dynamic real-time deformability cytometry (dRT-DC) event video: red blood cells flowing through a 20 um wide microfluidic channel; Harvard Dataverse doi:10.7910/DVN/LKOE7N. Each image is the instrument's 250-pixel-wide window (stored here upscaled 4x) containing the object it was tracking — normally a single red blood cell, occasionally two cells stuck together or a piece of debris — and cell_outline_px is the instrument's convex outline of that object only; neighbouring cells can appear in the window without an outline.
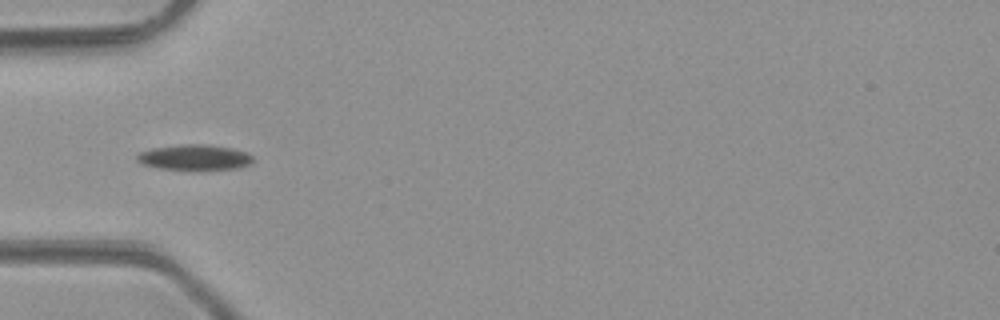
{"species": "common noctule bat (a hibernating species)", "species_latin": "Nyctalus noctula", "temperature_condition": "room temperature", "stored_images_in_passage": 5, "camera_frame_rate_fps": 3000, "um_per_image_px": 0.085, "animal": {"sex": "male", "body_mass_g": 23.1, "forearm_length_mm": 52.7}, "frame": {"image": 1, "passage_image": 4, "time_ms": 4.333, "image_size_px": [1000, 320], "cell_outline_px": [[252, 164], [240, 168], [196, 172], [160, 168], [144, 164], [136, 160], [136, 156], [140, 152], [152, 148], [184, 144], [208, 144], [232, 148], [248, 152], [252, 156]], "centroid_in_image_um": [16.59, 13.41], "position_along_channel_um": 68.4, "area_um2": 17.92}}
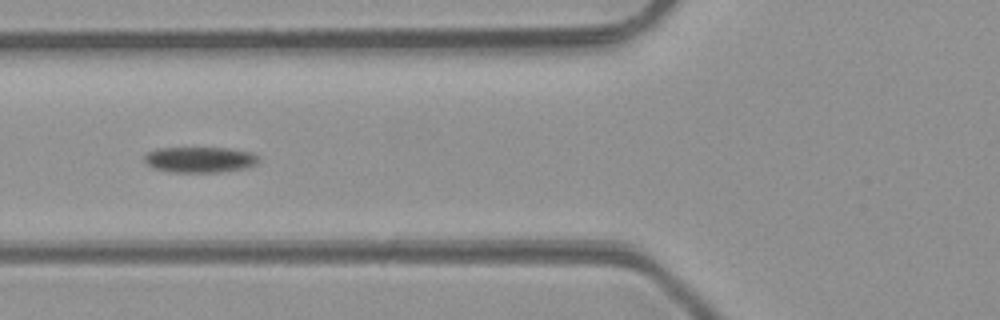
{"frame": {"image": 2, "passage_image": 5, "time_ms": 5.333, "image_size_px": [1000, 320], "cell_outline_px": [[260, 160], [256, 164], [248, 168], [220, 172], [172, 172], [152, 168], [144, 160], [144, 156], [148, 152], [160, 148], [224, 148], [252, 152]], "centroid_in_image_um": [17.0, 13.58], "position_along_channel_um": 108.8, "area_um2": 17.11}}